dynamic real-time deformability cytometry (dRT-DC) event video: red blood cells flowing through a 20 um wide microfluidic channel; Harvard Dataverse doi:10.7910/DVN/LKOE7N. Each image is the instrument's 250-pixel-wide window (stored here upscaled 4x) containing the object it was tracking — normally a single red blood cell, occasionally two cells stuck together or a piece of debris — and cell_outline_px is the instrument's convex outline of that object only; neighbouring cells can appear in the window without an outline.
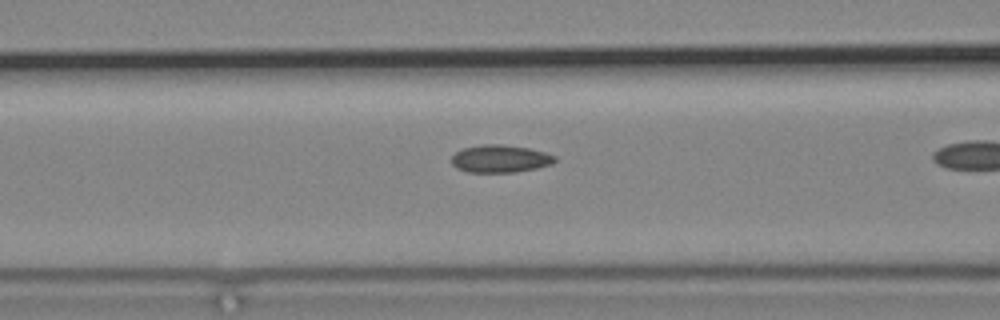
{"species": "common noctule bat (a hibernating species)", "species_latin": "Nyctalus noctula", "temperature_condition": "cold", "stored_images_in_passage": 30, "camera_frame_rate_fps": 3000, "um_per_image_px": 0.085, "animal": {"sex": "male", "body_mass_g": 19.2, "forearm_length_mm": 51.8}, "frame": {"image": 1, "passage_image": 19, "time_ms": 6.0, "image_size_px": [1000, 320], "cell_outline_px": [[556, 160], [552, 164], [536, 168], [516, 172], [468, 172], [456, 168], [452, 164], [452, 156], [460, 148], [484, 144], [500, 144], [528, 148], [544, 152], [556, 156]], "centroid_in_image_um": [42.49, 13.49], "position_along_channel_um": 124.1, "area_um2": 16.65}}
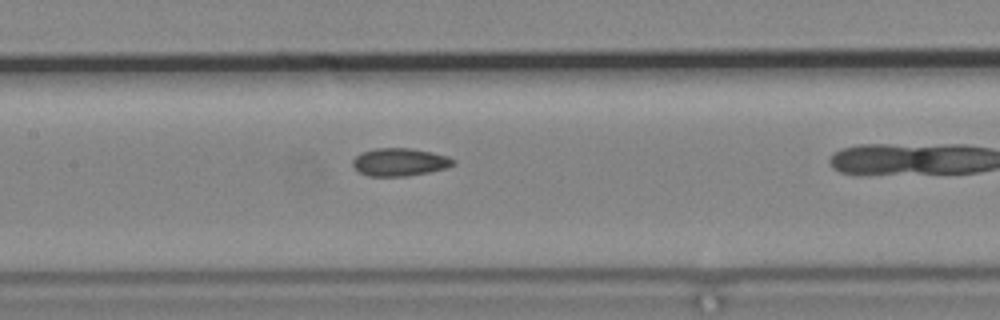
{"frame": {"image": 2, "passage_image": 23, "time_ms": 7.333, "image_size_px": [1000, 320], "cell_outline_px": [[456, 164], [448, 168], [408, 176], [368, 176], [360, 172], [352, 164], [352, 160], [360, 152], [372, 148], [412, 148], [432, 152], [448, 156], [456, 160]], "centroid_in_image_um": [34.0, 13.76], "position_along_channel_um": 173.4, "area_um2": 16.53}}
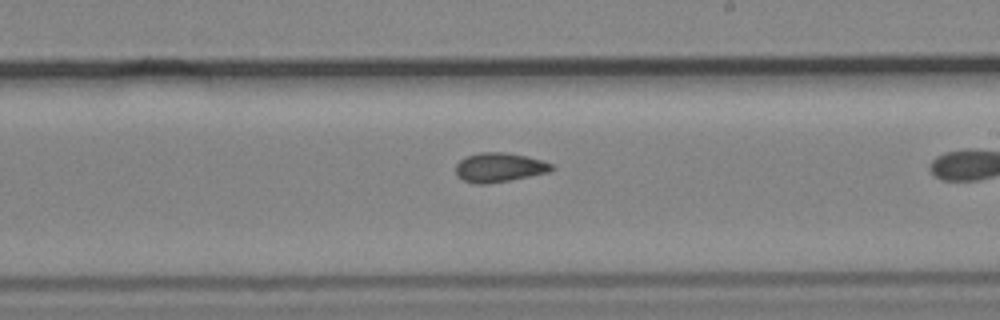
{"frame": {"image": 3, "passage_image": 29, "time_ms": 9.333, "image_size_px": [1000, 320], "cell_outline_px": [[556, 168], [552, 172], [488, 184], [476, 184], [464, 180], [456, 176], [456, 164], [460, 160], [468, 156], [480, 152], [504, 152], [528, 156], [552, 164]], "centroid_in_image_um": [42.47, 14.23], "position_along_channel_um": 246.5, "area_um2": 16.47}}